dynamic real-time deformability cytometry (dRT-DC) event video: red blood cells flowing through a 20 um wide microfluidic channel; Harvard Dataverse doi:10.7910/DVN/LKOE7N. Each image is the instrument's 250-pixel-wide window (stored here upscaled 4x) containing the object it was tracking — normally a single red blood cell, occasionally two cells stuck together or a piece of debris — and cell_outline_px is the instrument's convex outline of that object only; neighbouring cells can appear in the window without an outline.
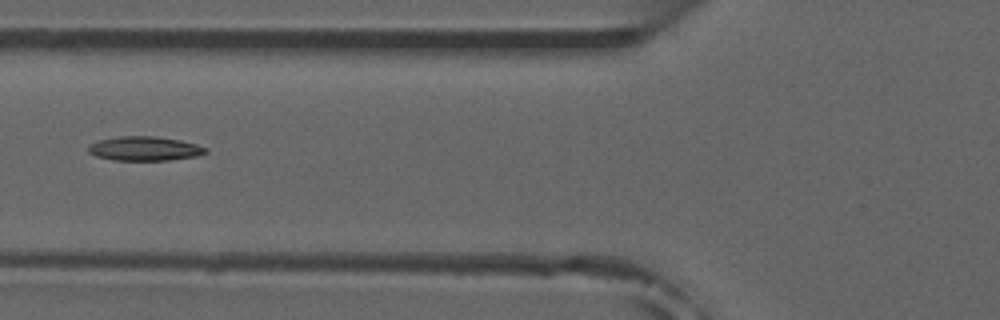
{"species": "common noctule bat (a hibernating species)", "species_latin": "Nyctalus noctula", "temperature_condition": "room temperature", "stored_images_in_passage": 5, "camera_frame_rate_fps": 3000, "um_per_image_px": 0.085, "animal": {"sex": "male", "forearm_length_mm": 52.5}, "frame": {"image": 1, "passage_image": 4, "time_ms": 4.667, "image_size_px": [1000, 320], "cell_outline_px": [[208, 152], [196, 156], [172, 160], [112, 160], [96, 156], [88, 152], [88, 144], [100, 140], [120, 136], [156, 136], [180, 140], [196, 144], [208, 148]], "centroid_in_image_um": [12.3, 12.63], "position_along_channel_um": 113.5, "area_um2": 16.65}}
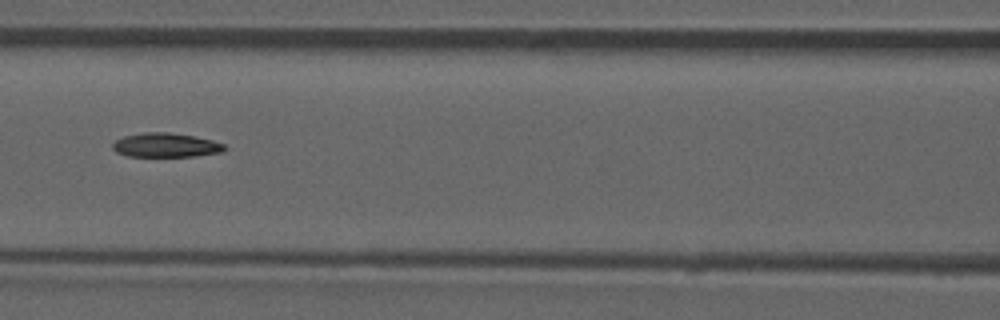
{"frame": {"image": 2, "passage_image": 5, "time_ms": 5.667, "image_size_px": [1000, 320], "cell_outline_px": [[228, 148], [224, 152], [196, 156], [128, 156], [116, 152], [112, 148], [112, 144], [116, 140], [124, 136], [148, 132], [164, 132], [192, 136], [212, 140], [224, 144]], "centroid_in_image_um": [14.12, 12.35], "position_along_channel_um": 152.5, "area_um2": 15.66}}